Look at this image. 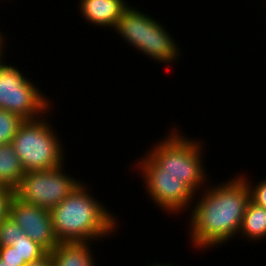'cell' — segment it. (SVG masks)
<instances>
[{"instance_id":"obj_1","label":"cell","mask_w":266,"mask_h":266,"mask_svg":"<svg viewBox=\"0 0 266 266\" xmlns=\"http://www.w3.org/2000/svg\"><path fill=\"white\" fill-rule=\"evenodd\" d=\"M222 183L214 186L208 183L201 196L196 194L193 200L188 234L197 250L219 247L239 235L250 189L239 173Z\"/></svg>"},{"instance_id":"obj_2","label":"cell","mask_w":266,"mask_h":266,"mask_svg":"<svg viewBox=\"0 0 266 266\" xmlns=\"http://www.w3.org/2000/svg\"><path fill=\"white\" fill-rule=\"evenodd\" d=\"M83 182L50 210L59 242H91L93 245V241L103 240L118 230L117 216L89 193L86 182Z\"/></svg>"},{"instance_id":"obj_3","label":"cell","mask_w":266,"mask_h":266,"mask_svg":"<svg viewBox=\"0 0 266 266\" xmlns=\"http://www.w3.org/2000/svg\"><path fill=\"white\" fill-rule=\"evenodd\" d=\"M168 136L152 144L146 153L159 167L160 175H172L186 183L196 194L210 183L201 139L188 138L179 128H171ZM174 129V130H173ZM202 154V155H201ZM205 166V167H204ZM208 177V178H207ZM207 181V182H206ZM201 189V190H199Z\"/></svg>"},{"instance_id":"obj_4","label":"cell","mask_w":266,"mask_h":266,"mask_svg":"<svg viewBox=\"0 0 266 266\" xmlns=\"http://www.w3.org/2000/svg\"><path fill=\"white\" fill-rule=\"evenodd\" d=\"M45 116L24 120L12 139L14 151L25 172L58 168L65 164L64 146Z\"/></svg>"},{"instance_id":"obj_5","label":"cell","mask_w":266,"mask_h":266,"mask_svg":"<svg viewBox=\"0 0 266 266\" xmlns=\"http://www.w3.org/2000/svg\"><path fill=\"white\" fill-rule=\"evenodd\" d=\"M18 66L0 60V109L19 115L24 120L41 118L52 112V103Z\"/></svg>"},{"instance_id":"obj_6","label":"cell","mask_w":266,"mask_h":266,"mask_svg":"<svg viewBox=\"0 0 266 266\" xmlns=\"http://www.w3.org/2000/svg\"><path fill=\"white\" fill-rule=\"evenodd\" d=\"M138 160L133 166L137 172L140 171L148 197L157 207L163 209V213L174 215L190 211L196 193L186 183L172 175H160V167L146 153Z\"/></svg>"},{"instance_id":"obj_7","label":"cell","mask_w":266,"mask_h":266,"mask_svg":"<svg viewBox=\"0 0 266 266\" xmlns=\"http://www.w3.org/2000/svg\"><path fill=\"white\" fill-rule=\"evenodd\" d=\"M63 167L64 164L58 168L25 172L14 195L26 204L51 210L82 182L68 175Z\"/></svg>"},{"instance_id":"obj_8","label":"cell","mask_w":266,"mask_h":266,"mask_svg":"<svg viewBox=\"0 0 266 266\" xmlns=\"http://www.w3.org/2000/svg\"><path fill=\"white\" fill-rule=\"evenodd\" d=\"M8 214L29 238L47 252L60 243L54 233L50 210L26 204L13 195L9 202Z\"/></svg>"},{"instance_id":"obj_9","label":"cell","mask_w":266,"mask_h":266,"mask_svg":"<svg viewBox=\"0 0 266 266\" xmlns=\"http://www.w3.org/2000/svg\"><path fill=\"white\" fill-rule=\"evenodd\" d=\"M154 19L146 12L143 13L139 8L129 5L121 17L117 20L113 31L117 32L132 48H136L138 53L147 56V37L149 23Z\"/></svg>"},{"instance_id":"obj_10","label":"cell","mask_w":266,"mask_h":266,"mask_svg":"<svg viewBox=\"0 0 266 266\" xmlns=\"http://www.w3.org/2000/svg\"><path fill=\"white\" fill-rule=\"evenodd\" d=\"M164 24L160 23L154 18L149 23L148 37H147V56L152 60L157 61V64H165L173 66V62L182 57L181 47L174 39L172 34L166 30ZM180 47V48H179ZM181 55V56H180Z\"/></svg>"},{"instance_id":"obj_11","label":"cell","mask_w":266,"mask_h":266,"mask_svg":"<svg viewBox=\"0 0 266 266\" xmlns=\"http://www.w3.org/2000/svg\"><path fill=\"white\" fill-rule=\"evenodd\" d=\"M80 1V2H79ZM78 10L88 22L98 28L114 29L117 20L129 6L125 0H79Z\"/></svg>"},{"instance_id":"obj_12","label":"cell","mask_w":266,"mask_h":266,"mask_svg":"<svg viewBox=\"0 0 266 266\" xmlns=\"http://www.w3.org/2000/svg\"><path fill=\"white\" fill-rule=\"evenodd\" d=\"M90 242H60L48 252L54 266H95L96 258Z\"/></svg>"},{"instance_id":"obj_13","label":"cell","mask_w":266,"mask_h":266,"mask_svg":"<svg viewBox=\"0 0 266 266\" xmlns=\"http://www.w3.org/2000/svg\"><path fill=\"white\" fill-rule=\"evenodd\" d=\"M25 171L11 143L0 145V185L15 190Z\"/></svg>"},{"instance_id":"obj_14","label":"cell","mask_w":266,"mask_h":266,"mask_svg":"<svg viewBox=\"0 0 266 266\" xmlns=\"http://www.w3.org/2000/svg\"><path fill=\"white\" fill-rule=\"evenodd\" d=\"M239 238L257 242V240L266 239V208L249 200L241 229L239 232Z\"/></svg>"},{"instance_id":"obj_15","label":"cell","mask_w":266,"mask_h":266,"mask_svg":"<svg viewBox=\"0 0 266 266\" xmlns=\"http://www.w3.org/2000/svg\"><path fill=\"white\" fill-rule=\"evenodd\" d=\"M11 246L15 248L20 259H23L26 264L35 262L48 253L42 246L33 241L26 234L16 241H13Z\"/></svg>"},{"instance_id":"obj_16","label":"cell","mask_w":266,"mask_h":266,"mask_svg":"<svg viewBox=\"0 0 266 266\" xmlns=\"http://www.w3.org/2000/svg\"><path fill=\"white\" fill-rule=\"evenodd\" d=\"M23 122L19 115L0 109V145L11 143Z\"/></svg>"},{"instance_id":"obj_17","label":"cell","mask_w":266,"mask_h":266,"mask_svg":"<svg viewBox=\"0 0 266 266\" xmlns=\"http://www.w3.org/2000/svg\"><path fill=\"white\" fill-rule=\"evenodd\" d=\"M23 235L24 231L9 214L0 222V246H10Z\"/></svg>"},{"instance_id":"obj_18","label":"cell","mask_w":266,"mask_h":266,"mask_svg":"<svg viewBox=\"0 0 266 266\" xmlns=\"http://www.w3.org/2000/svg\"><path fill=\"white\" fill-rule=\"evenodd\" d=\"M240 175L246 180L247 185L249 186L250 199L257 205L266 208V179H262L257 183L255 182L252 184L253 181L248 179L246 175H243V173Z\"/></svg>"},{"instance_id":"obj_19","label":"cell","mask_w":266,"mask_h":266,"mask_svg":"<svg viewBox=\"0 0 266 266\" xmlns=\"http://www.w3.org/2000/svg\"><path fill=\"white\" fill-rule=\"evenodd\" d=\"M0 259L10 266H25L26 263L20 259L13 246H0Z\"/></svg>"},{"instance_id":"obj_20","label":"cell","mask_w":266,"mask_h":266,"mask_svg":"<svg viewBox=\"0 0 266 266\" xmlns=\"http://www.w3.org/2000/svg\"><path fill=\"white\" fill-rule=\"evenodd\" d=\"M13 195H14L13 190L0 185V222L9 213V202Z\"/></svg>"},{"instance_id":"obj_21","label":"cell","mask_w":266,"mask_h":266,"mask_svg":"<svg viewBox=\"0 0 266 266\" xmlns=\"http://www.w3.org/2000/svg\"><path fill=\"white\" fill-rule=\"evenodd\" d=\"M25 266H54L51 256L49 253H47L45 256H43L41 259L27 263Z\"/></svg>"},{"instance_id":"obj_22","label":"cell","mask_w":266,"mask_h":266,"mask_svg":"<svg viewBox=\"0 0 266 266\" xmlns=\"http://www.w3.org/2000/svg\"><path fill=\"white\" fill-rule=\"evenodd\" d=\"M5 33L3 35V31H0V49H5L4 47L6 46L5 44Z\"/></svg>"},{"instance_id":"obj_23","label":"cell","mask_w":266,"mask_h":266,"mask_svg":"<svg viewBox=\"0 0 266 266\" xmlns=\"http://www.w3.org/2000/svg\"><path fill=\"white\" fill-rule=\"evenodd\" d=\"M148 266H179V265H177V264L176 265L175 264L171 265L170 263H164V262L162 263V262H160L159 264L158 263H154V264L152 263L151 265H148Z\"/></svg>"},{"instance_id":"obj_24","label":"cell","mask_w":266,"mask_h":266,"mask_svg":"<svg viewBox=\"0 0 266 266\" xmlns=\"http://www.w3.org/2000/svg\"><path fill=\"white\" fill-rule=\"evenodd\" d=\"M4 51H5V49H0V60L6 58V57H4L5 56Z\"/></svg>"},{"instance_id":"obj_25","label":"cell","mask_w":266,"mask_h":266,"mask_svg":"<svg viewBox=\"0 0 266 266\" xmlns=\"http://www.w3.org/2000/svg\"><path fill=\"white\" fill-rule=\"evenodd\" d=\"M0 266H10V265L5 263V261L0 259Z\"/></svg>"}]
</instances>
